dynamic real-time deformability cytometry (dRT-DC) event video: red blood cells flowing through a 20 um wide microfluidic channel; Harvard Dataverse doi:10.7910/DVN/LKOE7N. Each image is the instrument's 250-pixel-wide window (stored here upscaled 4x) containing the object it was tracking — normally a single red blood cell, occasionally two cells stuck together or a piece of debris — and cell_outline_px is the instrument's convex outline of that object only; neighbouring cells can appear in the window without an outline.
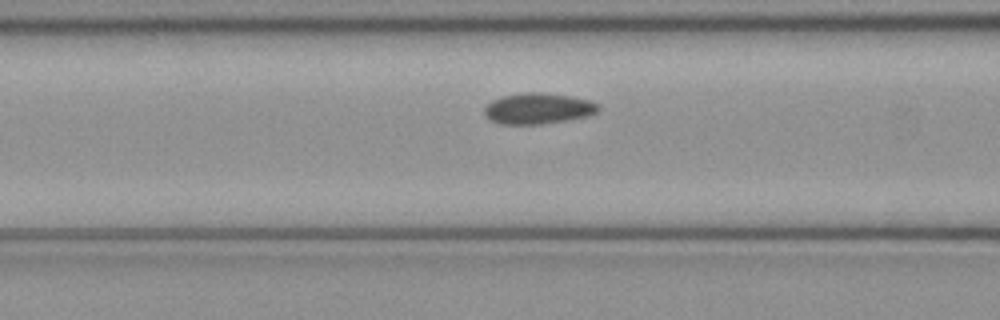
{"species": "common noctule bat (a hibernating species)", "species_latin": "Nyctalus noctula", "temperature_condition": "cold", "stored_images_in_passage": 43, "camera_frame_rate_fps": 3000, "um_per_image_px": 0.085, "animal": {"sex": "female", "body_mass_g": 21.9}, "frame": {"image": 1, "passage_image": 12, "time_ms": 3.667, "image_size_px": [1000, 320], "cell_outline_px": [[600, 108], [596, 112], [584, 116], [568, 120], [540, 124], [500, 124], [488, 120], [484, 116], [484, 108], [492, 100], [504, 96], [524, 92], [540, 92], [568, 96], [588, 100], [600, 104]], "centroid_in_image_um": [45.69, 9.23], "position_along_channel_um": 120.9, "area_um2": 20.46}}
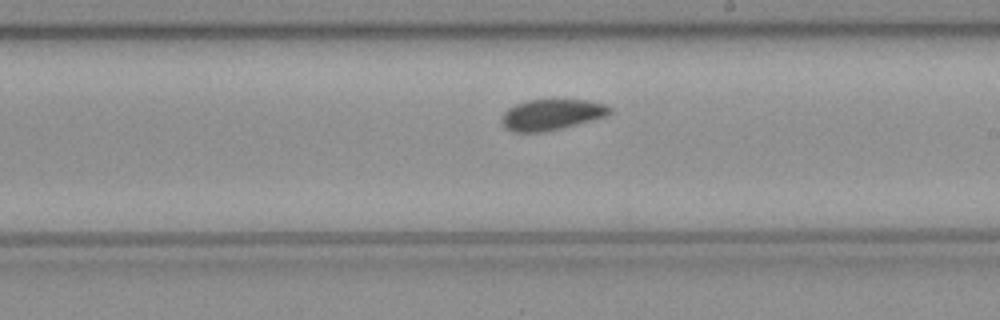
{"frame": {"image": 2, "passage_image": 21, "time_ms": 6.667, "image_size_px": [1000, 320], "cell_outline_px": [[612, 112], [608, 116], [544, 132], [512, 132], [504, 128], [500, 120], [504, 112], [508, 108], [516, 104], [528, 100], [588, 100], [604, 104], [612, 108]], "centroid_in_image_um": [46.87, 9.75], "position_along_channel_um": 242.1, "area_um2": 19.48}}
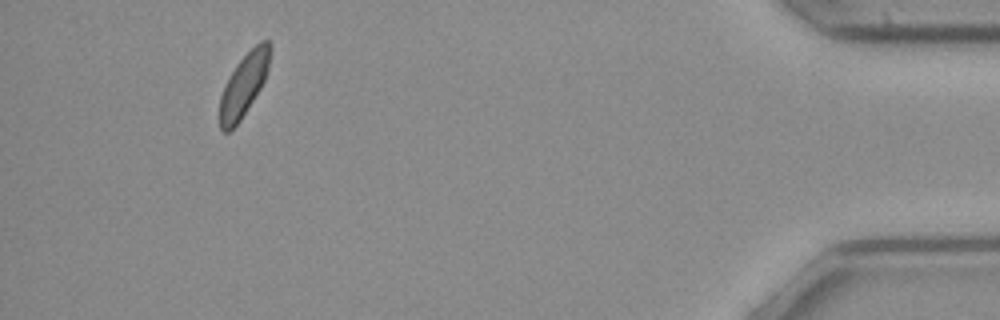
{"frame": {"image": 3, "passage_image": 39, "time_ms": 12.667, "image_size_px": [1000, 320], "cell_outline_px": [[272, 48], [268, 68], [264, 80], [260, 88], [240, 120], [228, 132], [224, 132], [220, 128], [220, 96], [228, 76], [236, 64], [260, 40], [268, 40]], "centroid_in_image_um": [20.73, 7.18], "position_along_channel_um": 414.5, "area_um2": 18.15}}